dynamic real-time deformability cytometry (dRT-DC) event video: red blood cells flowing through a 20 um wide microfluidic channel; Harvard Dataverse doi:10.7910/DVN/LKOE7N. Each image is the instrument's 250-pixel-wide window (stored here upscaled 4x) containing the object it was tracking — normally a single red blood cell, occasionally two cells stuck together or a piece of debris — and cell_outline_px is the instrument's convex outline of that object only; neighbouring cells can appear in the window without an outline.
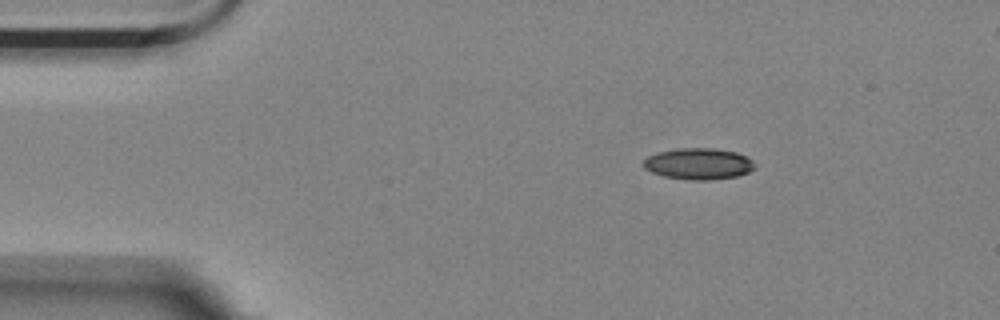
{"species": "Egyptian fruit bat (a non-hibernating species)", "species_latin": "Rousettus aegyptiacus", "temperature_condition": "room temperature", "stored_images_in_passage": 50, "segment_of_instrument_passage": [1, 2], "camera_frame_rate_fps": 3000, "um_per_image_px": 0.085, "animal": {"sex": "female"}, "frame": {"image": 1, "passage_image": 1, "time_ms": 0.0, "image_size_px": [1000, 320], "cell_outline_px": [[756, 164], [748, 172], [736, 176], [712, 180], [692, 180], [664, 176], [652, 172], [644, 168], [644, 160], [648, 156], [656, 152], [676, 148], [712, 148], [736, 152], [752, 160]], "centroid_in_image_um": [59.35, 13.91], "position_along_channel_um": 25.6, "area_um2": 20.23}}
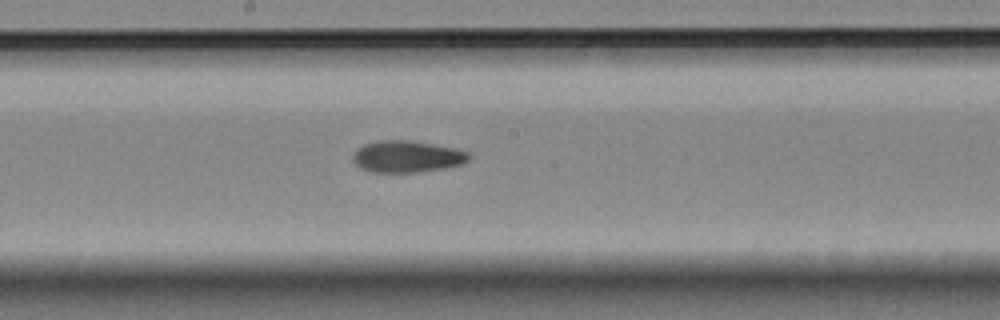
{"frame": {"image": 2, "passage_image": 22, "time_ms": 7.0, "image_size_px": [1000, 320], "cell_outline_px": [[468, 160], [464, 164], [444, 168], [416, 172], [372, 172], [360, 168], [352, 160], [352, 156], [356, 148], [364, 144], [380, 140], [408, 140], [432, 144], [452, 148], [468, 152]], "centroid_in_image_um": [34.54, 13.31], "position_along_channel_um": 213.7, "area_um2": 21.33}}
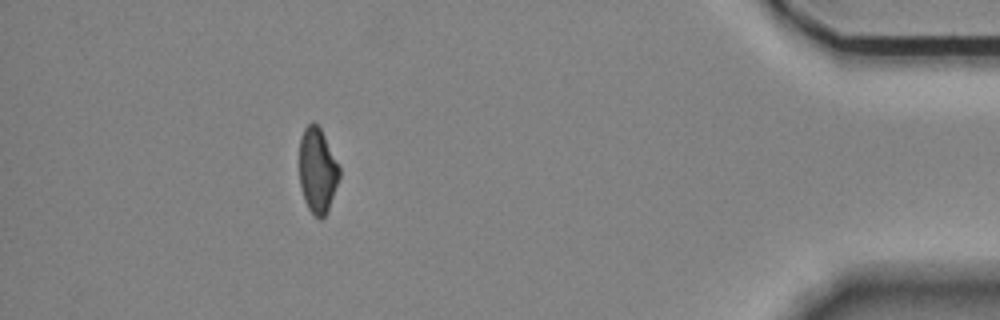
{"frame": {"image": 3, "passage_image": 43, "time_ms": 14.0, "image_size_px": [1000, 320], "cell_outline_px": [[340, 176], [328, 212], [320, 220], [308, 208], [304, 200], [300, 188], [300, 136], [304, 128], [312, 120], [320, 128], [340, 168]], "centroid_in_image_um": [26.98, 14.5], "position_along_channel_um": 408.2, "area_um2": 19.83}}